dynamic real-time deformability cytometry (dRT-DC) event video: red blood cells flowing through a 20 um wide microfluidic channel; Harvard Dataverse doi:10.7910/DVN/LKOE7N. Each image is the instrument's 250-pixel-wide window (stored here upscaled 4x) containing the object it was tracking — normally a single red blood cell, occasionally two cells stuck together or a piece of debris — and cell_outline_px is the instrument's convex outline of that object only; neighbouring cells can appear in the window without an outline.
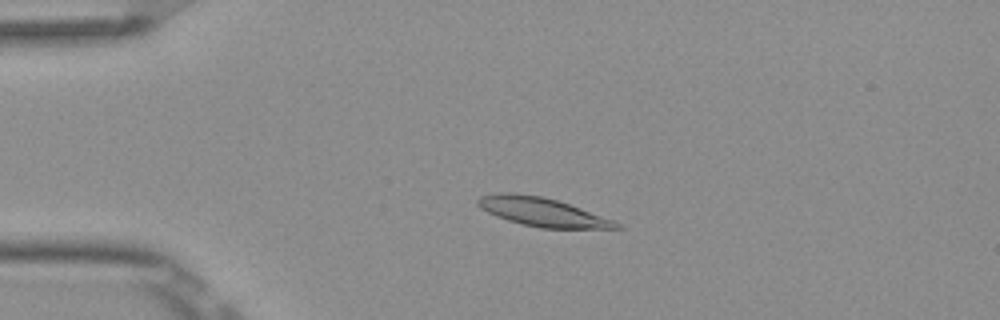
{"species": "Egyptian fruit bat (a non-hibernating species)", "species_latin": "Rousettus aegyptiacus", "temperature_condition": "room temperature", "stored_images_in_passage": 5, "camera_frame_rate_fps": 3000, "um_per_image_px": 0.085, "frame": {"image": 1, "passage_image": 4, "time_ms": 1.0, "image_size_px": [1000, 320], "cell_outline_px": [[624, 228], [540, 228], [508, 220], [496, 216], [480, 208], [476, 204], [476, 200], [480, 196], [500, 192], [512, 192], [540, 196], [556, 200], [580, 208], [612, 220], [620, 224]], "centroid_in_image_um": [46.02, 18.0], "position_along_channel_um": 39.0, "area_um2": 22.77}}